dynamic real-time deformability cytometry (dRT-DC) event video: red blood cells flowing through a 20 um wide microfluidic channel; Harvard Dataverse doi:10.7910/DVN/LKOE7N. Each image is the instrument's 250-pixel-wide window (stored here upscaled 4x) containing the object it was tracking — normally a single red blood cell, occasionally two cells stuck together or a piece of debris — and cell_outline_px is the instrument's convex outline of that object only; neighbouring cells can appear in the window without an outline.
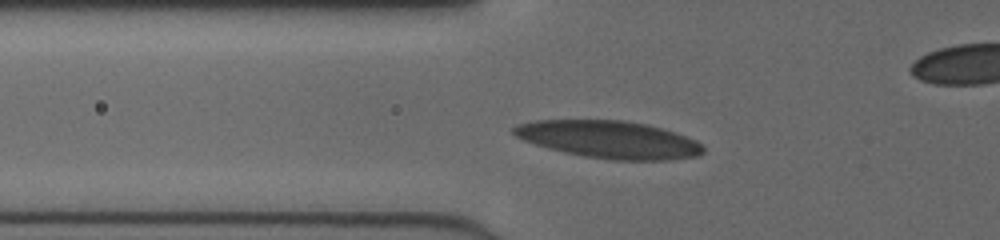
{"species": "human", "species_latin": "Homo sapiens", "temperature_condition": "cold", "stored_images_in_passage": 35, "camera_frame_rate_fps": 3000, "um_per_image_px": 0.085, "donor": {"sex": "female"}, "frame": {"image": 1, "passage_image": 2, "time_ms": 0.333, "image_size_px": [1000, 240], "cell_outline_px": [[704, 152], [700, 156], [668, 160], [616, 160], [584, 156], [564, 152], [548, 148], [524, 140], [516, 136], [512, 132], [512, 128], [516, 124], [532, 120], [624, 120], [648, 124], [676, 132], [696, 140], [704, 148]], "centroid_in_image_um": [51.79, 11.85], "position_along_channel_um": 74.0, "area_um2": 41.5}}
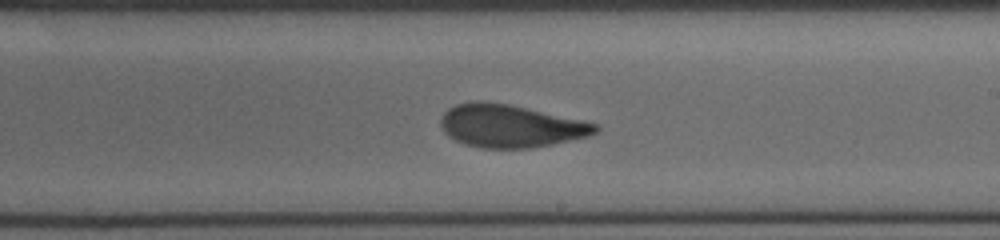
{"frame": {"image": 2, "passage_image": 15, "time_ms": 4.667, "image_size_px": [1000, 240], "cell_outline_px": [[600, 128], [596, 132], [588, 136], [552, 144], [532, 148], [480, 148], [464, 144], [448, 136], [444, 132], [440, 124], [440, 116], [448, 108], [456, 104], [476, 100], [484, 100], [508, 104], [600, 124]], "centroid_in_image_um": [43.35, 10.7], "position_along_channel_um": 245.7, "area_um2": 38.67}}
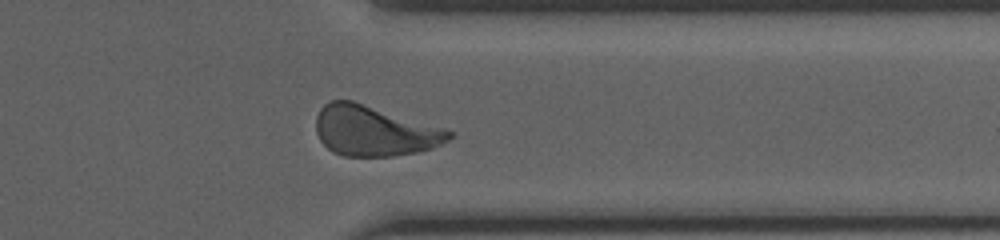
{"frame": {"image": 3, "passage_image": 25, "time_ms": 8.0, "image_size_px": [1000, 240], "cell_outline_px": [[456, 136], [432, 148], [416, 152], [392, 156], [344, 156], [332, 152], [320, 140], [316, 132], [316, 116], [320, 108], [324, 104], [332, 100], [352, 100], [444, 128], [452, 132]], "centroid_in_image_um": [31.79, 11.12], "position_along_channel_um": 379.6, "area_um2": 38.9}, "authors_computed_cell_mechanics": {"area_um2": 38.6682, "velocity_mm_per_s": 4.0287, "shape_relaxation_time_tau1_ms": 5.3268, "shape_relaxation_time_tau2_ms": 0.862, "deformation_change_tau1": 0.1809, "deformation_change_tau2": 0.0671}}